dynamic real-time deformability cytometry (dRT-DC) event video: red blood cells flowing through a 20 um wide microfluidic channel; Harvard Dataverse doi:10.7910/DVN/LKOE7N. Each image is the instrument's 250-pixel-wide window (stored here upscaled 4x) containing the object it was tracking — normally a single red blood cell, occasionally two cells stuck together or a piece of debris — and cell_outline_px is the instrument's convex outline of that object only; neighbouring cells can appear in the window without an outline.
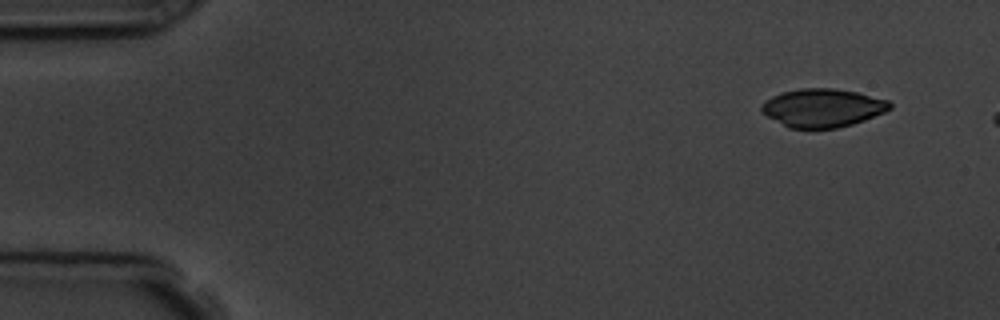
{"species": "common noctule bat (a hibernating species)", "species_latin": "Nyctalus noctula", "temperature_condition": "room temperature", "stored_images_in_passage": 6, "camera_frame_rate_fps": 3000, "um_per_image_px": 0.085, "animal": {"sex": "male", "body_mass_g": 19.5, "forearm_length_mm": 54.6}, "frame": {"image": 1, "passage_image": 1, "time_ms": 0.0, "image_size_px": [1000, 320], "cell_outline_px": [[892, 108], [884, 112], [864, 120], [852, 124], [836, 128], [788, 128], [760, 112], [760, 104], [764, 100], [772, 96], [784, 92], [800, 88], [832, 88], [856, 92], [888, 100], [892, 104]], "centroid_in_image_um": [69.88, 9.17], "position_along_channel_um": 15.1, "area_um2": 28.67}}